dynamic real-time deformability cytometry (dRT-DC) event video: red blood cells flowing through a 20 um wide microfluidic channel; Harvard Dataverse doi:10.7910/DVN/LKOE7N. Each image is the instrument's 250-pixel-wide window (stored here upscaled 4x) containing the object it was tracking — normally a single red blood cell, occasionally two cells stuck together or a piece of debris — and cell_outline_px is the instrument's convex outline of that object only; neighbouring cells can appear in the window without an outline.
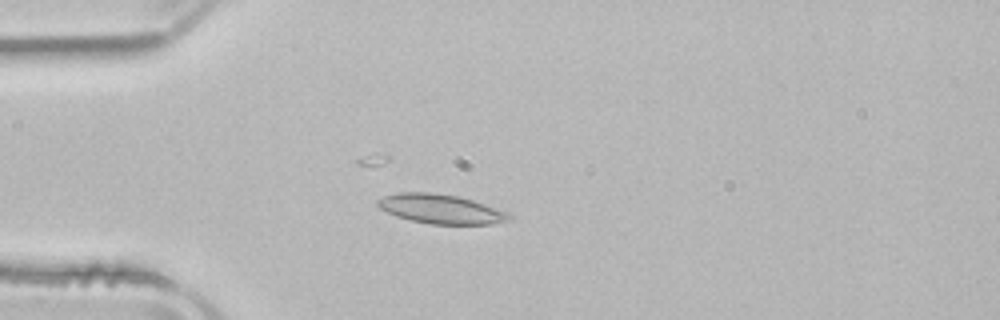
{"species": "common noctule bat (a hibernating species)", "species_latin": "Nyctalus noctula", "temperature_condition": "room temperature", "stored_images_in_passage": 5, "camera_frame_rate_fps": 3000, "um_per_image_px": 0.085, "animal": {"sex": "male", "body_mass_g": 21.5, "forearm_length_mm": 52.0}, "frame": {"image": 1, "passage_image": 4, "time_ms": 4.667, "image_size_px": [1000, 320], "cell_outline_px": [[512, 220], [492, 224], [432, 224], [412, 220], [396, 216], [380, 208], [376, 204], [376, 200], [384, 196], [400, 192], [432, 192], [456, 196], [472, 200], [508, 212], [512, 216]], "centroid_in_image_um": [37.48, 17.76], "position_along_channel_um": 47.5, "area_um2": 22.37}}